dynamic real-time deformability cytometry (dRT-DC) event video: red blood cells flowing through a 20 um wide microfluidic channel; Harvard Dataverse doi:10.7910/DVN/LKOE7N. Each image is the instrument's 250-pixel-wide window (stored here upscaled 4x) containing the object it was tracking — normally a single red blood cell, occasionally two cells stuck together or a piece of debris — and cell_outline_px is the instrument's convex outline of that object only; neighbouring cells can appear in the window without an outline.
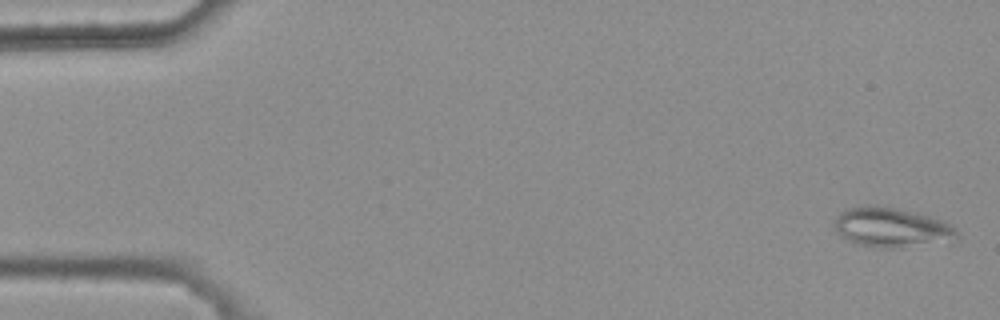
{"species": "common noctule bat (a hibernating species)", "species_latin": "Nyctalus noctula", "temperature_condition": "warm", "stored_images_in_passage": 5, "camera_frame_rate_fps": 3000, "um_per_image_px": 0.085, "animal": {"sex": "female", "body_mass_g": 25.1}, "frame": {"image": 1, "passage_image": 1, "time_ms": 0.0, "image_size_px": [1000, 320], "cell_outline_px": [[960, 240], [900, 248], [880, 248], [860, 244], [840, 236], [832, 224], [836, 216], [840, 212], [848, 208], [868, 204], [896, 208], [928, 216], [952, 224], [960, 232]], "centroid_in_image_um": [75.82, 19.34], "position_along_channel_um": 9.2, "area_um2": 28.67}}